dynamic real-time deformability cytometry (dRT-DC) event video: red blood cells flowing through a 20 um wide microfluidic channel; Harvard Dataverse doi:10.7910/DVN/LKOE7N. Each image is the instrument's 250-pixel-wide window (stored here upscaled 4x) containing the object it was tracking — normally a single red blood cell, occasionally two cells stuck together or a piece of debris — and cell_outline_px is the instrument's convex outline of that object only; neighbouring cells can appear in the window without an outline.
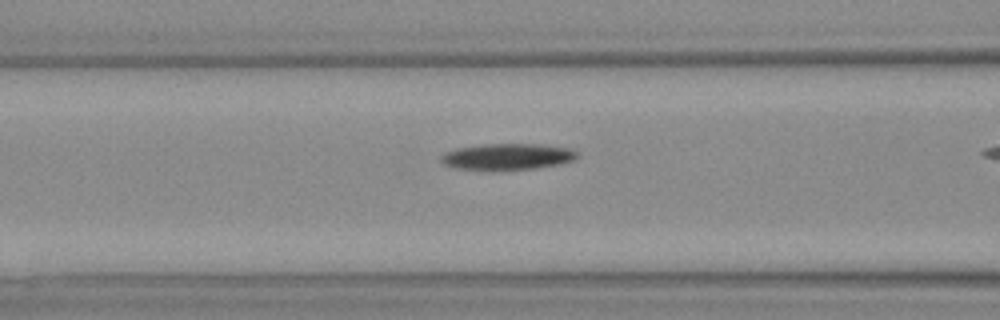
{"species": "Egyptian fruit bat (a non-hibernating species)", "species_latin": "Rousettus aegyptiacus", "temperature_condition": "warm", "stored_images_in_passage": 13, "camera_frame_rate_fps": 3000, "um_per_image_px": 0.085, "animal": {"sex": "female"}, "frame": {"image": 1, "passage_image": 10, "time_ms": 3.0, "image_size_px": [1000, 320], "cell_outline_px": [[576, 156], [572, 160], [556, 164], [536, 168], [456, 168], [444, 164], [440, 160], [440, 156], [448, 152], [460, 148], [484, 144], [540, 144], [568, 148], [576, 152]], "centroid_in_image_um": [43.13, 13.28], "position_along_channel_um": 123.5, "area_um2": 19.77}}